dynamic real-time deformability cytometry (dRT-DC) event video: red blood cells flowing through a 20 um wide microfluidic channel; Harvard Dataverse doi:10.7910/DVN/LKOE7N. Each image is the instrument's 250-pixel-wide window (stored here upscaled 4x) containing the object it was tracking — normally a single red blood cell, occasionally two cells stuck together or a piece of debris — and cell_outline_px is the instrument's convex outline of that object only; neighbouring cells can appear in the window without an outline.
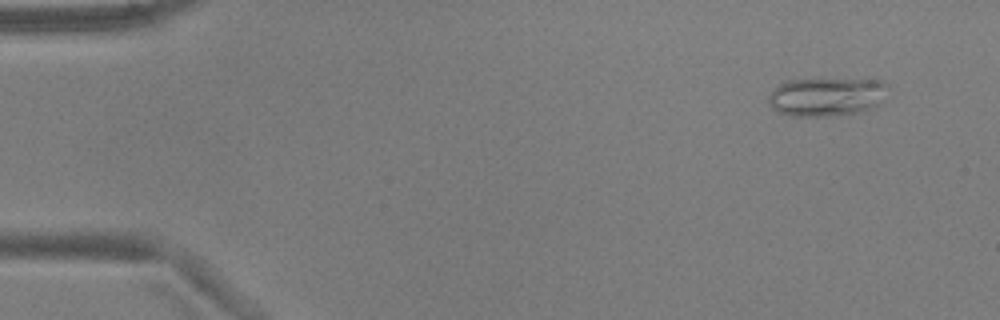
{"species": "common noctule bat (a hibernating species)", "species_latin": "Nyctalus noctula", "temperature_condition": "warm", "stored_images_in_passage": 4, "camera_frame_rate_fps": 3000, "um_per_image_px": 0.085, "animal": {"sex": "male", "body_mass_g": 17.9, "forearm_length_mm": 54.2}, "frame": {"image": 1, "passage_image": 1, "time_ms": 0.0, "image_size_px": [1000, 320], "cell_outline_px": [[888, 88], [876, 104], [872, 108], [856, 112], [832, 116], [788, 116], [772, 108], [768, 104], [768, 96], [780, 84], [788, 80], [880, 80], [888, 84]], "centroid_in_image_um": [70.2, 8.24], "position_along_channel_um": 14.8, "area_um2": 26.3}}